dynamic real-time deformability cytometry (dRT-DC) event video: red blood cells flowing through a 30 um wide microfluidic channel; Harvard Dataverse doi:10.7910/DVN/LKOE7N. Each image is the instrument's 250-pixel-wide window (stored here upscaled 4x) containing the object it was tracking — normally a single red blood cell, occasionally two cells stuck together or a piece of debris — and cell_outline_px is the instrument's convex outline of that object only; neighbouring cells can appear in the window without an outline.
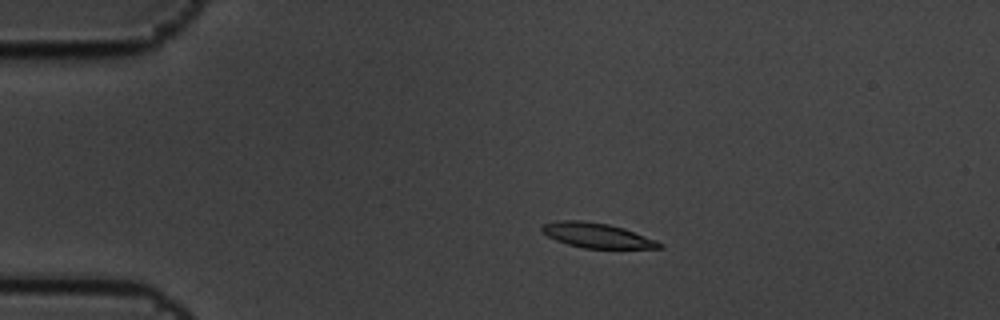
{"species": "common noctule bat (a hibernating species)", "species_latin": "Nyctalus noctula", "temperature_condition": "cold", "stored_images_in_passage": 4, "camera_frame_rate_fps": 3000, "um_per_image_px": 0.085, "animal": {"sex": "male", "body_mass_g": 19.5, "forearm_length_mm": 54.6}, "frame": {"image": 1, "passage_image": 3, "time_ms": 0.667, "image_size_px": [1000, 320], "cell_outline_px": [[664, 248], [584, 248], [568, 244], [556, 240], [548, 236], [540, 228], [544, 224], [556, 220], [580, 220], [608, 224], [624, 228], [656, 240], [664, 244]], "centroid_in_image_um": [50.75, 20.0], "position_along_channel_um": 34.2, "area_um2": 16.88}}